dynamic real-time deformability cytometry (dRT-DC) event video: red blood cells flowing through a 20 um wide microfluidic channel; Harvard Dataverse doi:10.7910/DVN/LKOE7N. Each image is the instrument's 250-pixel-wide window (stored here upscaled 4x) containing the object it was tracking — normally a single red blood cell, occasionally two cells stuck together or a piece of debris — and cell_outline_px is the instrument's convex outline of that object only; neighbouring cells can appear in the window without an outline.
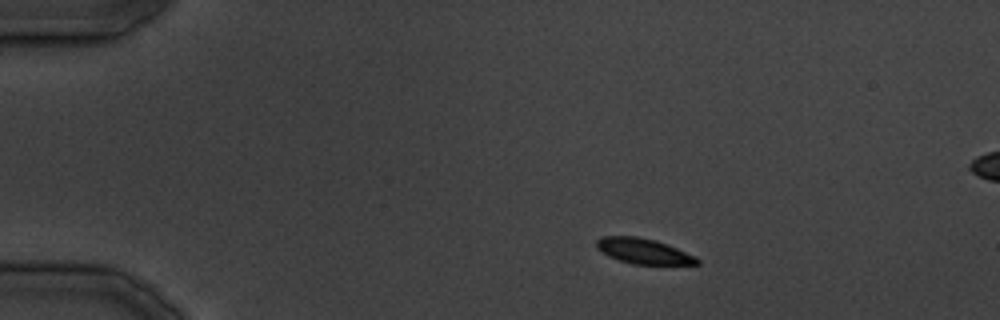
{"species": "common noctule bat (a hibernating species)", "species_latin": "Nyctalus noctula", "temperature_condition": "cold", "stored_images_in_passage": 15, "camera_frame_rate_fps": 3000, "um_per_image_px": 0.085, "animal": {"sex": "male", "body_mass_g": 19.5, "forearm_length_mm": 54.6}, "frame": {"image": 1, "passage_image": 1, "time_ms": 0.0, "image_size_px": [1000, 320], "cell_outline_px": [[700, 264], [632, 264], [608, 256], [596, 248], [596, 240], [604, 236], [636, 236], [656, 240], [696, 256], [700, 260]], "centroid_in_image_um": [54.69, 21.34], "position_along_channel_um": 30.3, "area_um2": 14.8}}